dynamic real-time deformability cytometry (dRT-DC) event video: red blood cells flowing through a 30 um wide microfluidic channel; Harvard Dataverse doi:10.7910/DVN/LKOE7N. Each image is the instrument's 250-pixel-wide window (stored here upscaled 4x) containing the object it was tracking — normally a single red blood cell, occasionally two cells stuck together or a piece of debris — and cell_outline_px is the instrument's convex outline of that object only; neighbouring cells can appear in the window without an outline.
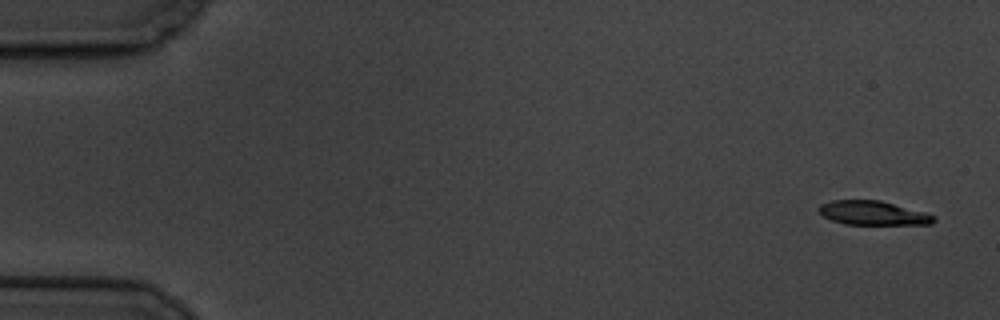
{"species": "common noctule bat (a hibernating species)", "species_latin": "Nyctalus noctula", "temperature_condition": "cold", "stored_images_in_passage": 8, "camera_frame_rate_fps": 3000, "um_per_image_px": 0.085, "animal": {"sex": "male", "body_mass_g": 19.5, "forearm_length_mm": 54.6}, "frame": {"image": 1, "passage_image": 1, "time_ms": 0.0, "image_size_px": [1000, 320], "cell_outline_px": [[936, 220], [932, 224], [844, 224], [832, 220], [824, 216], [816, 208], [820, 204], [832, 200], [880, 200], [928, 212], [936, 216]], "centroid_in_image_um": [74.24, 18.1], "position_along_channel_um": 10.8, "area_um2": 16.3}}
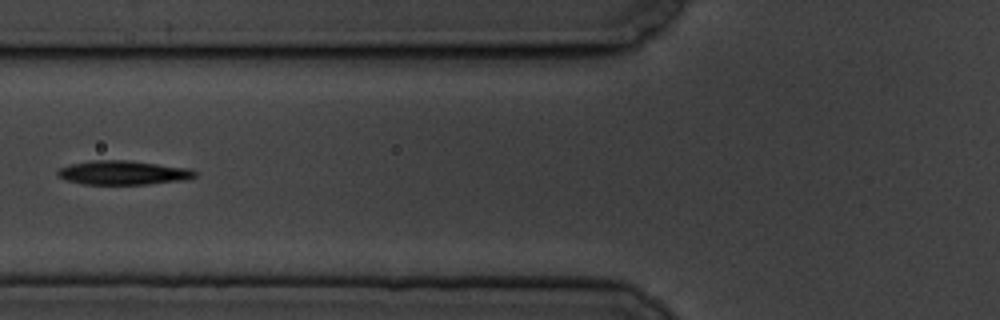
{"frame": {"image": 2, "passage_image": 7, "time_ms": 7.0, "image_size_px": [1000, 320], "cell_outline_px": [[196, 176], [188, 180], [148, 184], [84, 184], [68, 180], [56, 176], [56, 172], [60, 168], [72, 164], [92, 160], [128, 160], [192, 168], [196, 172]], "centroid_in_image_um": [10.52, 14.68], "position_along_channel_um": 115.3, "area_um2": 19.36}}
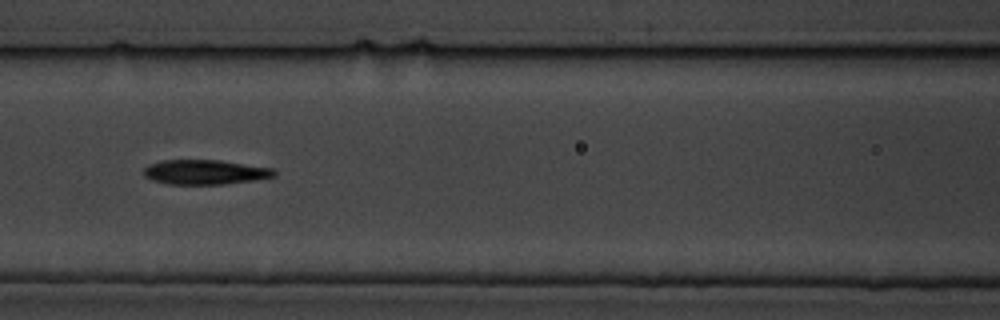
{"frame": {"image": 3, "passage_image": 8, "time_ms": 8.0, "image_size_px": [1000, 320], "cell_outline_px": [[276, 176], [252, 180], [224, 184], [168, 184], [152, 180], [144, 176], [144, 168], [148, 164], [164, 160], [220, 160], [276, 168]], "centroid_in_image_um": [17.45, 14.62], "position_along_channel_um": 149.2, "area_um2": 18.84}}